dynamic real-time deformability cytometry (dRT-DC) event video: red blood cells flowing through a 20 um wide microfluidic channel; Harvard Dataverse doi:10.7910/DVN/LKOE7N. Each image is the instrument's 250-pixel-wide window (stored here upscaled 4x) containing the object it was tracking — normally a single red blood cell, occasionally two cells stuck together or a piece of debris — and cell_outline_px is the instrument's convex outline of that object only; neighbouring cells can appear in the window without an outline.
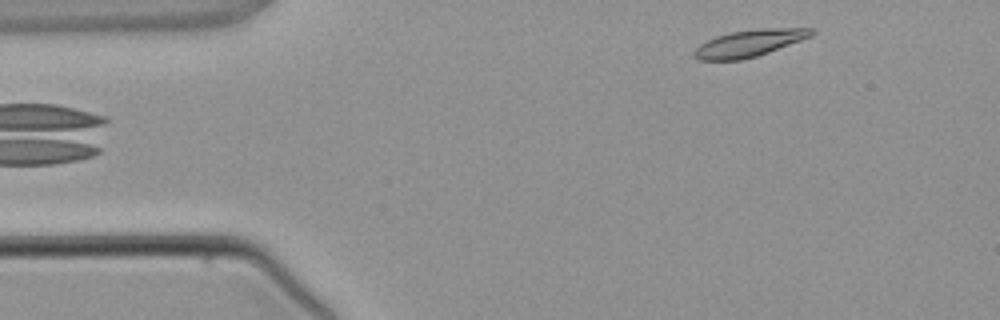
{"species": "common noctule bat (a hibernating species)", "species_latin": "Nyctalus noctula", "temperature_condition": "warm", "stored_images_in_passage": 4, "camera_frame_rate_fps": 3000, "um_per_image_px": 0.085, "animal": {"sex": "male", "body_mass_g": 21.5, "forearm_length_mm": 52.0}, "frame": {"image": 1, "passage_image": 4, "time_ms": 3.667, "image_size_px": [1000, 320], "cell_outline_px": [[816, 32], [812, 36], [768, 52], [756, 56], [740, 60], [696, 60], [692, 56], [692, 52], [700, 44], [716, 36], [732, 32], [760, 28], [812, 28]], "centroid_in_image_um": [63.66, 3.67], "position_along_channel_um": 21.3, "area_um2": 18.32}}